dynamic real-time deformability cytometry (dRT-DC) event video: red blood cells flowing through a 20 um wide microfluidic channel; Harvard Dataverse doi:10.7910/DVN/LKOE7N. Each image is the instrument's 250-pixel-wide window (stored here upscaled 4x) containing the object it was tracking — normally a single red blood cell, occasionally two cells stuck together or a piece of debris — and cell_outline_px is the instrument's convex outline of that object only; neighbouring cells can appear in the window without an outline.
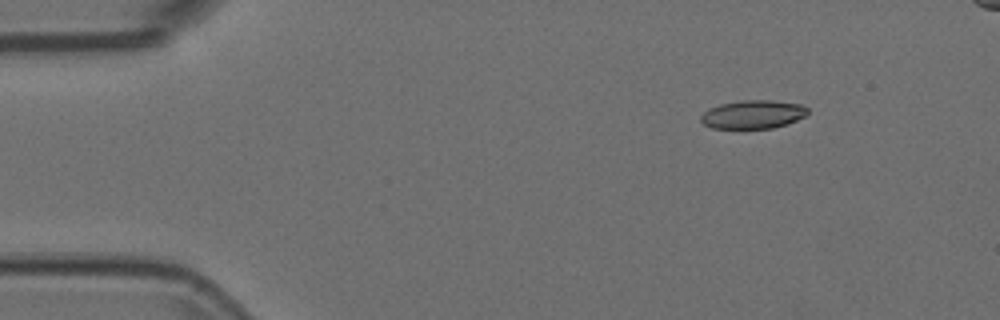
{"species": "Egyptian fruit bat (a non-hibernating species)", "species_latin": "Rousettus aegyptiacus", "temperature_condition": "room temperature", "stored_images_in_passage": 46, "camera_frame_rate_fps": 3000, "um_per_image_px": 0.085, "animal": {"sex": "female"}, "frame": {"image": 1, "passage_image": 1, "time_ms": 0.0, "image_size_px": [1000, 320], "cell_outline_px": [[808, 112], [804, 116], [788, 124], [772, 128], [712, 128], [704, 124], [700, 120], [700, 116], [708, 108], [720, 104], [740, 100], [772, 100], [804, 104], [808, 108]], "centroid_in_image_um": [64.01, 9.71], "position_along_channel_um": 21.0, "area_um2": 17.86}}
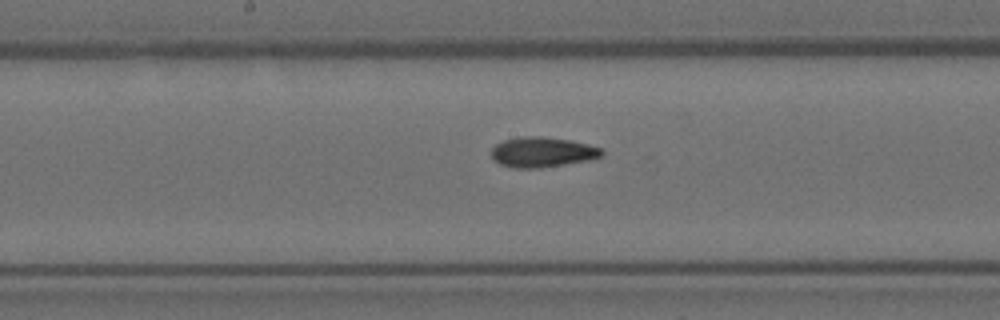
{"frame": {"image": 2, "passage_image": 22, "time_ms": 7.0, "image_size_px": [1000, 320], "cell_outline_px": [[604, 156], [588, 160], [540, 168], [516, 168], [500, 164], [492, 156], [492, 148], [496, 144], [504, 140], [524, 136], [540, 136], [568, 140], [588, 144], [600, 148], [604, 152]], "centroid_in_image_um": [46.11, 12.93], "position_along_channel_um": 202.1, "area_um2": 19.19}}
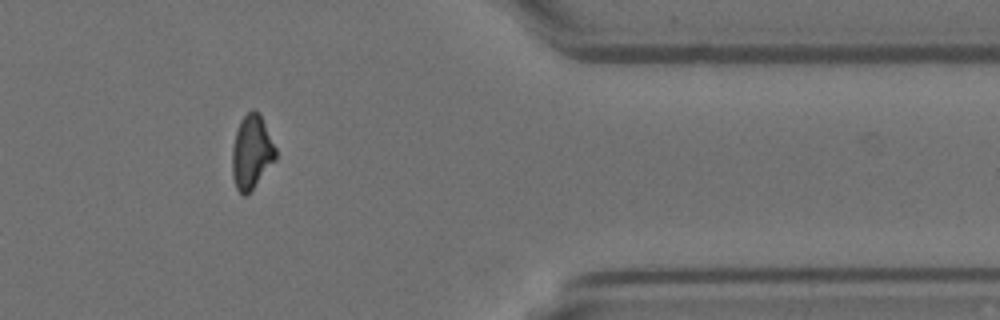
{"frame": {"image": 3, "passage_image": 39, "time_ms": 12.667, "image_size_px": [1000, 320], "cell_outline_px": [[276, 160], [252, 188], [244, 196], [236, 188], [232, 176], [232, 148], [236, 132], [240, 120], [252, 108], [260, 112], [276, 148]], "centroid_in_image_um": [21.39, 12.89], "position_along_channel_um": 390.0, "area_um2": 18.67}}